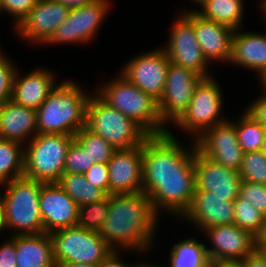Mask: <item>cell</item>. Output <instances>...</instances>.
<instances>
[{
    "label": "cell",
    "instance_id": "15",
    "mask_svg": "<svg viewBox=\"0 0 266 267\" xmlns=\"http://www.w3.org/2000/svg\"><path fill=\"white\" fill-rule=\"evenodd\" d=\"M196 149L215 162L233 170H240L244 151L238 143L234 123L228 119L205 130L194 140Z\"/></svg>",
    "mask_w": 266,
    "mask_h": 267
},
{
    "label": "cell",
    "instance_id": "6",
    "mask_svg": "<svg viewBox=\"0 0 266 267\" xmlns=\"http://www.w3.org/2000/svg\"><path fill=\"white\" fill-rule=\"evenodd\" d=\"M41 184L23 176L0 185L5 207V236L45 233L39 208Z\"/></svg>",
    "mask_w": 266,
    "mask_h": 267
},
{
    "label": "cell",
    "instance_id": "42",
    "mask_svg": "<svg viewBox=\"0 0 266 267\" xmlns=\"http://www.w3.org/2000/svg\"><path fill=\"white\" fill-rule=\"evenodd\" d=\"M125 254L128 256L135 254V258L137 256L140 257L138 253L132 252V251H117L113 250L103 261H101L96 267H133L134 263L132 261L126 259ZM123 255V256H122ZM125 256V258H124Z\"/></svg>",
    "mask_w": 266,
    "mask_h": 267
},
{
    "label": "cell",
    "instance_id": "18",
    "mask_svg": "<svg viewBox=\"0 0 266 267\" xmlns=\"http://www.w3.org/2000/svg\"><path fill=\"white\" fill-rule=\"evenodd\" d=\"M20 68H16L13 77L11 100L37 110L61 79H58L59 75L55 70L47 68L45 64L35 65L29 71L26 69V73Z\"/></svg>",
    "mask_w": 266,
    "mask_h": 267
},
{
    "label": "cell",
    "instance_id": "32",
    "mask_svg": "<svg viewBox=\"0 0 266 267\" xmlns=\"http://www.w3.org/2000/svg\"><path fill=\"white\" fill-rule=\"evenodd\" d=\"M264 215L240 195L234 200V224L255 236L260 230Z\"/></svg>",
    "mask_w": 266,
    "mask_h": 267
},
{
    "label": "cell",
    "instance_id": "40",
    "mask_svg": "<svg viewBox=\"0 0 266 267\" xmlns=\"http://www.w3.org/2000/svg\"><path fill=\"white\" fill-rule=\"evenodd\" d=\"M258 90L260 95L250 100L243 110L266 128V91L260 85Z\"/></svg>",
    "mask_w": 266,
    "mask_h": 267
},
{
    "label": "cell",
    "instance_id": "10",
    "mask_svg": "<svg viewBox=\"0 0 266 267\" xmlns=\"http://www.w3.org/2000/svg\"><path fill=\"white\" fill-rule=\"evenodd\" d=\"M55 263L78 262L97 266L113 249L96 231L78 225L50 233Z\"/></svg>",
    "mask_w": 266,
    "mask_h": 267
},
{
    "label": "cell",
    "instance_id": "7",
    "mask_svg": "<svg viewBox=\"0 0 266 267\" xmlns=\"http://www.w3.org/2000/svg\"><path fill=\"white\" fill-rule=\"evenodd\" d=\"M85 127L116 150L140 146L150 136L139 124L104 102L95 92L89 98Z\"/></svg>",
    "mask_w": 266,
    "mask_h": 267
},
{
    "label": "cell",
    "instance_id": "17",
    "mask_svg": "<svg viewBox=\"0 0 266 267\" xmlns=\"http://www.w3.org/2000/svg\"><path fill=\"white\" fill-rule=\"evenodd\" d=\"M186 227L190 224L200 234L204 229L217 225L234 224V201L219 197L213 192L195 190L191 205L177 221Z\"/></svg>",
    "mask_w": 266,
    "mask_h": 267
},
{
    "label": "cell",
    "instance_id": "36",
    "mask_svg": "<svg viewBox=\"0 0 266 267\" xmlns=\"http://www.w3.org/2000/svg\"><path fill=\"white\" fill-rule=\"evenodd\" d=\"M93 164L88 153L74 140L70 144L65 158L64 173L84 174Z\"/></svg>",
    "mask_w": 266,
    "mask_h": 267
},
{
    "label": "cell",
    "instance_id": "50",
    "mask_svg": "<svg viewBox=\"0 0 266 267\" xmlns=\"http://www.w3.org/2000/svg\"><path fill=\"white\" fill-rule=\"evenodd\" d=\"M56 267H96V266L78 262H66V263H56Z\"/></svg>",
    "mask_w": 266,
    "mask_h": 267
},
{
    "label": "cell",
    "instance_id": "52",
    "mask_svg": "<svg viewBox=\"0 0 266 267\" xmlns=\"http://www.w3.org/2000/svg\"><path fill=\"white\" fill-rule=\"evenodd\" d=\"M257 82L266 91V73Z\"/></svg>",
    "mask_w": 266,
    "mask_h": 267
},
{
    "label": "cell",
    "instance_id": "9",
    "mask_svg": "<svg viewBox=\"0 0 266 267\" xmlns=\"http://www.w3.org/2000/svg\"><path fill=\"white\" fill-rule=\"evenodd\" d=\"M113 3L114 0H94L87 5L71 8L66 20L55 30L44 48L65 44L89 46L97 41L107 17L113 13Z\"/></svg>",
    "mask_w": 266,
    "mask_h": 267
},
{
    "label": "cell",
    "instance_id": "21",
    "mask_svg": "<svg viewBox=\"0 0 266 267\" xmlns=\"http://www.w3.org/2000/svg\"><path fill=\"white\" fill-rule=\"evenodd\" d=\"M107 165L109 171V195L142 192V145L116 150Z\"/></svg>",
    "mask_w": 266,
    "mask_h": 267
},
{
    "label": "cell",
    "instance_id": "53",
    "mask_svg": "<svg viewBox=\"0 0 266 267\" xmlns=\"http://www.w3.org/2000/svg\"><path fill=\"white\" fill-rule=\"evenodd\" d=\"M260 150L266 155V129L264 132V139H263L262 146H261Z\"/></svg>",
    "mask_w": 266,
    "mask_h": 267
},
{
    "label": "cell",
    "instance_id": "24",
    "mask_svg": "<svg viewBox=\"0 0 266 267\" xmlns=\"http://www.w3.org/2000/svg\"><path fill=\"white\" fill-rule=\"evenodd\" d=\"M37 135L36 110L6 101L0 106V139L23 145Z\"/></svg>",
    "mask_w": 266,
    "mask_h": 267
},
{
    "label": "cell",
    "instance_id": "38",
    "mask_svg": "<svg viewBox=\"0 0 266 267\" xmlns=\"http://www.w3.org/2000/svg\"><path fill=\"white\" fill-rule=\"evenodd\" d=\"M240 196L248 200L264 216H266V185L242 180Z\"/></svg>",
    "mask_w": 266,
    "mask_h": 267
},
{
    "label": "cell",
    "instance_id": "20",
    "mask_svg": "<svg viewBox=\"0 0 266 267\" xmlns=\"http://www.w3.org/2000/svg\"><path fill=\"white\" fill-rule=\"evenodd\" d=\"M196 189L213 192L219 197L234 201L240 195L242 178L238 170L225 167L201 154L195 148Z\"/></svg>",
    "mask_w": 266,
    "mask_h": 267
},
{
    "label": "cell",
    "instance_id": "45",
    "mask_svg": "<svg viewBox=\"0 0 266 267\" xmlns=\"http://www.w3.org/2000/svg\"><path fill=\"white\" fill-rule=\"evenodd\" d=\"M142 257H144V258H142ZM145 257H151V256H149V254L148 255H140V257H139L140 259L139 260H141V261H139L136 258L137 261L134 262L133 267H166L163 264V262L162 263L157 262V264H156L155 261H158L157 259L154 260V261H152V260L151 261H147Z\"/></svg>",
    "mask_w": 266,
    "mask_h": 267
},
{
    "label": "cell",
    "instance_id": "35",
    "mask_svg": "<svg viewBox=\"0 0 266 267\" xmlns=\"http://www.w3.org/2000/svg\"><path fill=\"white\" fill-rule=\"evenodd\" d=\"M9 55L5 50L0 53V106L6 101L11 100L13 77L19 65Z\"/></svg>",
    "mask_w": 266,
    "mask_h": 267
},
{
    "label": "cell",
    "instance_id": "16",
    "mask_svg": "<svg viewBox=\"0 0 266 267\" xmlns=\"http://www.w3.org/2000/svg\"><path fill=\"white\" fill-rule=\"evenodd\" d=\"M197 235L205 240L210 262L243 260L255 249L254 236L236 224L208 227Z\"/></svg>",
    "mask_w": 266,
    "mask_h": 267
},
{
    "label": "cell",
    "instance_id": "13",
    "mask_svg": "<svg viewBox=\"0 0 266 267\" xmlns=\"http://www.w3.org/2000/svg\"><path fill=\"white\" fill-rule=\"evenodd\" d=\"M202 79L198 73L169 62L164 92L157 102L160 118L168 128L188 109Z\"/></svg>",
    "mask_w": 266,
    "mask_h": 267
},
{
    "label": "cell",
    "instance_id": "1",
    "mask_svg": "<svg viewBox=\"0 0 266 267\" xmlns=\"http://www.w3.org/2000/svg\"><path fill=\"white\" fill-rule=\"evenodd\" d=\"M186 141L167 132L150 135L142 144V192L160 217L166 215L173 221L189 209L196 189V146L194 141Z\"/></svg>",
    "mask_w": 266,
    "mask_h": 267
},
{
    "label": "cell",
    "instance_id": "5",
    "mask_svg": "<svg viewBox=\"0 0 266 267\" xmlns=\"http://www.w3.org/2000/svg\"><path fill=\"white\" fill-rule=\"evenodd\" d=\"M215 76L203 78L196 86L188 109L168 130L172 136L179 138L181 132L185 140L194 141L205 130L230 118L225 111L227 108H224L227 105L224 104L227 103L222 90L224 87Z\"/></svg>",
    "mask_w": 266,
    "mask_h": 267
},
{
    "label": "cell",
    "instance_id": "55",
    "mask_svg": "<svg viewBox=\"0 0 266 267\" xmlns=\"http://www.w3.org/2000/svg\"><path fill=\"white\" fill-rule=\"evenodd\" d=\"M1 41H0V53H2L3 51H4V47H3V45H1Z\"/></svg>",
    "mask_w": 266,
    "mask_h": 267
},
{
    "label": "cell",
    "instance_id": "29",
    "mask_svg": "<svg viewBox=\"0 0 266 267\" xmlns=\"http://www.w3.org/2000/svg\"><path fill=\"white\" fill-rule=\"evenodd\" d=\"M24 145L0 139V185L23 177Z\"/></svg>",
    "mask_w": 266,
    "mask_h": 267
},
{
    "label": "cell",
    "instance_id": "23",
    "mask_svg": "<svg viewBox=\"0 0 266 267\" xmlns=\"http://www.w3.org/2000/svg\"><path fill=\"white\" fill-rule=\"evenodd\" d=\"M263 21L266 27V21ZM229 66L250 70L259 80L266 73V31H247L246 27L235 30Z\"/></svg>",
    "mask_w": 266,
    "mask_h": 267
},
{
    "label": "cell",
    "instance_id": "54",
    "mask_svg": "<svg viewBox=\"0 0 266 267\" xmlns=\"http://www.w3.org/2000/svg\"><path fill=\"white\" fill-rule=\"evenodd\" d=\"M262 254L263 256L265 257L266 259V247H261L260 249H258Z\"/></svg>",
    "mask_w": 266,
    "mask_h": 267
},
{
    "label": "cell",
    "instance_id": "46",
    "mask_svg": "<svg viewBox=\"0 0 266 267\" xmlns=\"http://www.w3.org/2000/svg\"><path fill=\"white\" fill-rule=\"evenodd\" d=\"M210 263L214 267H245L243 260H219Z\"/></svg>",
    "mask_w": 266,
    "mask_h": 267
},
{
    "label": "cell",
    "instance_id": "41",
    "mask_svg": "<svg viewBox=\"0 0 266 267\" xmlns=\"http://www.w3.org/2000/svg\"><path fill=\"white\" fill-rule=\"evenodd\" d=\"M0 238L2 240L0 241V267H16V236H0Z\"/></svg>",
    "mask_w": 266,
    "mask_h": 267
},
{
    "label": "cell",
    "instance_id": "28",
    "mask_svg": "<svg viewBox=\"0 0 266 267\" xmlns=\"http://www.w3.org/2000/svg\"><path fill=\"white\" fill-rule=\"evenodd\" d=\"M58 184L78 206L108 197L102 189L91 184L82 173H63Z\"/></svg>",
    "mask_w": 266,
    "mask_h": 267
},
{
    "label": "cell",
    "instance_id": "48",
    "mask_svg": "<svg viewBox=\"0 0 266 267\" xmlns=\"http://www.w3.org/2000/svg\"><path fill=\"white\" fill-rule=\"evenodd\" d=\"M187 1V0H186ZM191 4L190 6L188 5L187 7L183 5V8H179L180 12H190V11H196L202 4H204L207 0H188ZM192 6V7H191ZM196 6V7H195ZM185 7V8H184ZM191 7V8H190Z\"/></svg>",
    "mask_w": 266,
    "mask_h": 267
},
{
    "label": "cell",
    "instance_id": "31",
    "mask_svg": "<svg viewBox=\"0 0 266 267\" xmlns=\"http://www.w3.org/2000/svg\"><path fill=\"white\" fill-rule=\"evenodd\" d=\"M75 140L88 153L94 163H108L116 149L86 127L81 128L75 135Z\"/></svg>",
    "mask_w": 266,
    "mask_h": 267
},
{
    "label": "cell",
    "instance_id": "3",
    "mask_svg": "<svg viewBox=\"0 0 266 267\" xmlns=\"http://www.w3.org/2000/svg\"><path fill=\"white\" fill-rule=\"evenodd\" d=\"M78 82L73 77L62 79L36 110L37 134L75 135L85 127L87 105L94 89Z\"/></svg>",
    "mask_w": 266,
    "mask_h": 267
},
{
    "label": "cell",
    "instance_id": "33",
    "mask_svg": "<svg viewBox=\"0 0 266 267\" xmlns=\"http://www.w3.org/2000/svg\"><path fill=\"white\" fill-rule=\"evenodd\" d=\"M109 210V195L106 199L78 207L77 225L98 232Z\"/></svg>",
    "mask_w": 266,
    "mask_h": 267
},
{
    "label": "cell",
    "instance_id": "39",
    "mask_svg": "<svg viewBox=\"0 0 266 267\" xmlns=\"http://www.w3.org/2000/svg\"><path fill=\"white\" fill-rule=\"evenodd\" d=\"M86 179L109 195V171L107 163H94L85 173Z\"/></svg>",
    "mask_w": 266,
    "mask_h": 267
},
{
    "label": "cell",
    "instance_id": "49",
    "mask_svg": "<svg viewBox=\"0 0 266 267\" xmlns=\"http://www.w3.org/2000/svg\"><path fill=\"white\" fill-rule=\"evenodd\" d=\"M5 229H6L5 207L3 200L0 196V235L2 234L3 236H5Z\"/></svg>",
    "mask_w": 266,
    "mask_h": 267
},
{
    "label": "cell",
    "instance_id": "43",
    "mask_svg": "<svg viewBox=\"0 0 266 267\" xmlns=\"http://www.w3.org/2000/svg\"><path fill=\"white\" fill-rule=\"evenodd\" d=\"M243 263L245 267H266V259L257 249H254L250 254H248L243 259Z\"/></svg>",
    "mask_w": 266,
    "mask_h": 267
},
{
    "label": "cell",
    "instance_id": "26",
    "mask_svg": "<svg viewBox=\"0 0 266 267\" xmlns=\"http://www.w3.org/2000/svg\"><path fill=\"white\" fill-rule=\"evenodd\" d=\"M193 234L169 243L166 267H206L210 263L204 238L199 240L196 233Z\"/></svg>",
    "mask_w": 266,
    "mask_h": 267
},
{
    "label": "cell",
    "instance_id": "51",
    "mask_svg": "<svg viewBox=\"0 0 266 267\" xmlns=\"http://www.w3.org/2000/svg\"><path fill=\"white\" fill-rule=\"evenodd\" d=\"M259 7L258 11H260L261 13V17H265L266 16V0H259L258 4H256Z\"/></svg>",
    "mask_w": 266,
    "mask_h": 267
},
{
    "label": "cell",
    "instance_id": "34",
    "mask_svg": "<svg viewBox=\"0 0 266 267\" xmlns=\"http://www.w3.org/2000/svg\"><path fill=\"white\" fill-rule=\"evenodd\" d=\"M239 174L243 181L266 185V155L261 150L244 153Z\"/></svg>",
    "mask_w": 266,
    "mask_h": 267
},
{
    "label": "cell",
    "instance_id": "2",
    "mask_svg": "<svg viewBox=\"0 0 266 267\" xmlns=\"http://www.w3.org/2000/svg\"><path fill=\"white\" fill-rule=\"evenodd\" d=\"M161 220L165 222L144 192L112 194L109 195L108 215L98 233L113 250L153 257L154 249L159 250L163 244L157 236Z\"/></svg>",
    "mask_w": 266,
    "mask_h": 267
},
{
    "label": "cell",
    "instance_id": "14",
    "mask_svg": "<svg viewBox=\"0 0 266 267\" xmlns=\"http://www.w3.org/2000/svg\"><path fill=\"white\" fill-rule=\"evenodd\" d=\"M70 8L54 0H40L14 28L13 33L26 46L42 47L66 20Z\"/></svg>",
    "mask_w": 266,
    "mask_h": 267
},
{
    "label": "cell",
    "instance_id": "56",
    "mask_svg": "<svg viewBox=\"0 0 266 267\" xmlns=\"http://www.w3.org/2000/svg\"><path fill=\"white\" fill-rule=\"evenodd\" d=\"M206 267H214L211 263H209Z\"/></svg>",
    "mask_w": 266,
    "mask_h": 267
},
{
    "label": "cell",
    "instance_id": "27",
    "mask_svg": "<svg viewBox=\"0 0 266 267\" xmlns=\"http://www.w3.org/2000/svg\"><path fill=\"white\" fill-rule=\"evenodd\" d=\"M246 4V0H207L196 12L205 19L238 30L246 26Z\"/></svg>",
    "mask_w": 266,
    "mask_h": 267
},
{
    "label": "cell",
    "instance_id": "37",
    "mask_svg": "<svg viewBox=\"0 0 266 267\" xmlns=\"http://www.w3.org/2000/svg\"><path fill=\"white\" fill-rule=\"evenodd\" d=\"M40 0H1V15L8 16L13 22L11 30L30 12Z\"/></svg>",
    "mask_w": 266,
    "mask_h": 267
},
{
    "label": "cell",
    "instance_id": "11",
    "mask_svg": "<svg viewBox=\"0 0 266 267\" xmlns=\"http://www.w3.org/2000/svg\"><path fill=\"white\" fill-rule=\"evenodd\" d=\"M175 11L173 21L169 25V36L163 45L161 44L169 61L190 69L203 78L216 75L212 70L214 67L204 57L199 46L193 23L182 12L177 9Z\"/></svg>",
    "mask_w": 266,
    "mask_h": 267
},
{
    "label": "cell",
    "instance_id": "25",
    "mask_svg": "<svg viewBox=\"0 0 266 267\" xmlns=\"http://www.w3.org/2000/svg\"><path fill=\"white\" fill-rule=\"evenodd\" d=\"M16 267H56L48 233L16 235Z\"/></svg>",
    "mask_w": 266,
    "mask_h": 267
},
{
    "label": "cell",
    "instance_id": "19",
    "mask_svg": "<svg viewBox=\"0 0 266 267\" xmlns=\"http://www.w3.org/2000/svg\"><path fill=\"white\" fill-rule=\"evenodd\" d=\"M194 25L196 38L204 57L213 65H228L231 57V27L203 18L196 11L182 12Z\"/></svg>",
    "mask_w": 266,
    "mask_h": 267
},
{
    "label": "cell",
    "instance_id": "30",
    "mask_svg": "<svg viewBox=\"0 0 266 267\" xmlns=\"http://www.w3.org/2000/svg\"><path fill=\"white\" fill-rule=\"evenodd\" d=\"M241 114L236 113L237 118H231L237 131L238 143L244 153L259 151L264 139L265 127L255 121L243 109Z\"/></svg>",
    "mask_w": 266,
    "mask_h": 267
},
{
    "label": "cell",
    "instance_id": "8",
    "mask_svg": "<svg viewBox=\"0 0 266 267\" xmlns=\"http://www.w3.org/2000/svg\"><path fill=\"white\" fill-rule=\"evenodd\" d=\"M74 135L38 133L24 145L23 176L41 183H58Z\"/></svg>",
    "mask_w": 266,
    "mask_h": 267
},
{
    "label": "cell",
    "instance_id": "12",
    "mask_svg": "<svg viewBox=\"0 0 266 267\" xmlns=\"http://www.w3.org/2000/svg\"><path fill=\"white\" fill-rule=\"evenodd\" d=\"M126 61L118 71L158 102L164 92L170 62L164 49L157 45L131 55Z\"/></svg>",
    "mask_w": 266,
    "mask_h": 267
},
{
    "label": "cell",
    "instance_id": "44",
    "mask_svg": "<svg viewBox=\"0 0 266 267\" xmlns=\"http://www.w3.org/2000/svg\"><path fill=\"white\" fill-rule=\"evenodd\" d=\"M254 246L257 250L261 247H266V216L263 218L260 230L254 236Z\"/></svg>",
    "mask_w": 266,
    "mask_h": 267
},
{
    "label": "cell",
    "instance_id": "22",
    "mask_svg": "<svg viewBox=\"0 0 266 267\" xmlns=\"http://www.w3.org/2000/svg\"><path fill=\"white\" fill-rule=\"evenodd\" d=\"M78 207L58 183L41 184L39 208L44 232L77 225Z\"/></svg>",
    "mask_w": 266,
    "mask_h": 267
},
{
    "label": "cell",
    "instance_id": "4",
    "mask_svg": "<svg viewBox=\"0 0 266 267\" xmlns=\"http://www.w3.org/2000/svg\"><path fill=\"white\" fill-rule=\"evenodd\" d=\"M96 85L94 92L109 106L139 124L149 135H160L169 128L162 122L157 101L132 84L119 71ZM115 75V76H114Z\"/></svg>",
    "mask_w": 266,
    "mask_h": 267
},
{
    "label": "cell",
    "instance_id": "47",
    "mask_svg": "<svg viewBox=\"0 0 266 267\" xmlns=\"http://www.w3.org/2000/svg\"><path fill=\"white\" fill-rule=\"evenodd\" d=\"M54 1L62 3L71 9L87 5L93 2L94 0H54Z\"/></svg>",
    "mask_w": 266,
    "mask_h": 267
}]
</instances>
